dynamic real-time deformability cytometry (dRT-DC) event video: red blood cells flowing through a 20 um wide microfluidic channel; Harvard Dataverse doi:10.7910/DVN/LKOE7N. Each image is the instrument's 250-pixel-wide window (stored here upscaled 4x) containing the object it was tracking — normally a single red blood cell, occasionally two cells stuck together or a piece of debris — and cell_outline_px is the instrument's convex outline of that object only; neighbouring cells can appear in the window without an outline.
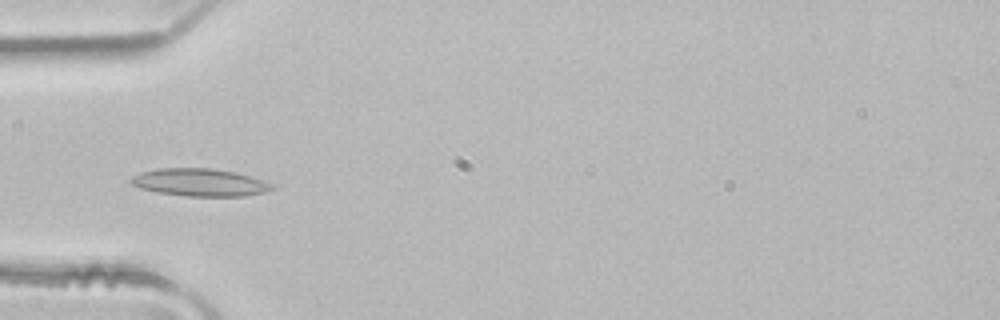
{"species": "common noctule bat (a hibernating species)", "species_latin": "Nyctalus noctula", "temperature_condition": "room temperature", "stored_images_in_passage": 5, "camera_frame_rate_fps": 3000, "um_per_image_px": 0.085, "animal": {"sex": "male", "body_mass_g": 21.5, "forearm_length_mm": 52.0}, "frame": {"image": 1, "passage_image": 5, "time_ms": 1.333, "image_size_px": [1000, 320], "cell_outline_px": [[276, 188], [268, 192], [244, 196], [188, 196], [156, 192], [140, 188], [132, 184], [128, 180], [132, 176], [156, 168], [212, 168], [232, 172], [248, 176], [272, 184]], "centroid_in_image_um": [16.97, 15.51], "position_along_channel_um": 68.0, "area_um2": 22.54}}